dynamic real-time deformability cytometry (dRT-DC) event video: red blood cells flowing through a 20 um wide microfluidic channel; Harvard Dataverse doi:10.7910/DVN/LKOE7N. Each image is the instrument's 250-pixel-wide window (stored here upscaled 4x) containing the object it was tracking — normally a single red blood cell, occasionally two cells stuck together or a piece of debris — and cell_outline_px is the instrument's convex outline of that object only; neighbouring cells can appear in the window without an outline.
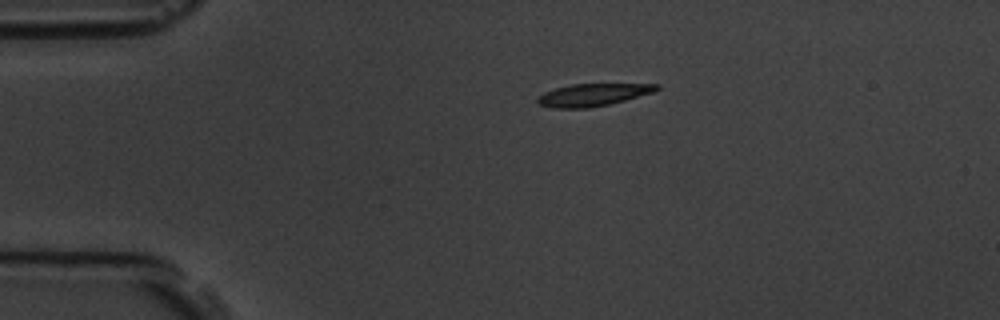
{"species": "common noctule bat (a hibernating species)", "species_latin": "Nyctalus noctula", "temperature_condition": "room temperature", "stored_images_in_passage": 2, "camera_frame_rate_fps": 3000, "um_per_image_px": 0.085, "animal": {"sex": "male", "body_mass_g": 19.5, "forearm_length_mm": 54.6}, "frame": {"image": 1, "passage_image": 1, "time_ms": 0.0, "image_size_px": [1000, 320], "cell_outline_px": [[660, 88], [652, 92], [624, 100], [608, 104], [588, 108], [556, 108], [540, 104], [536, 100], [544, 92], [556, 88], [572, 84], [660, 84]], "centroid_in_image_um": [50.39, 8.05], "position_along_channel_um": 34.6, "area_um2": 15.2}}